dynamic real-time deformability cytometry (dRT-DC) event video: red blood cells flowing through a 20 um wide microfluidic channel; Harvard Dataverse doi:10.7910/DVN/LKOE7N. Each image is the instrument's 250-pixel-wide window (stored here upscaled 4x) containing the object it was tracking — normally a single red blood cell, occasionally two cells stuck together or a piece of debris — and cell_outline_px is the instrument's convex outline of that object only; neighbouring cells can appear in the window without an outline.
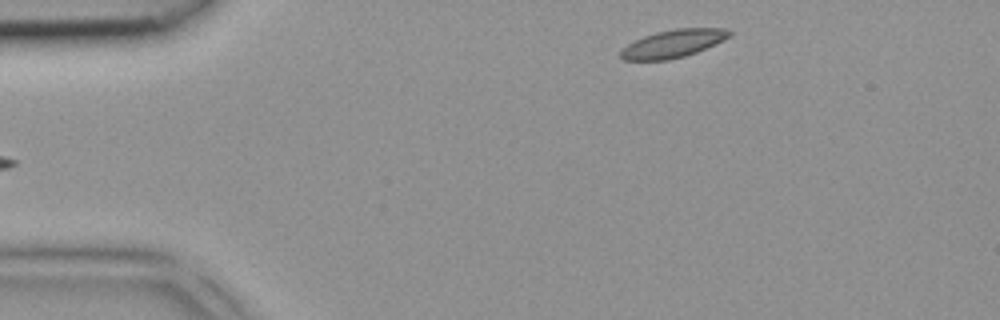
{"species": "common noctule bat (a hibernating species)", "species_latin": "Nyctalus noctula", "temperature_condition": "room temperature", "stored_images_in_passage": 3, "segment_of_instrument_passage": [2, 2], "camera_frame_rate_fps": 3000, "um_per_image_px": 0.085, "animal": {"sex": "female", "body_mass_g": 18.4}, "frame": {"image": 1, "passage_image": 3, "time_ms": 0.667, "image_size_px": [1000, 320], "cell_outline_px": [[732, 36], [716, 44], [696, 52], [684, 56], [668, 60], [624, 60], [620, 56], [620, 52], [628, 44], [644, 36], [656, 32], [676, 28], [724, 28], [732, 32]], "centroid_in_image_um": [57.25, 3.7], "position_along_channel_um": 27.7, "area_um2": 17.57}}